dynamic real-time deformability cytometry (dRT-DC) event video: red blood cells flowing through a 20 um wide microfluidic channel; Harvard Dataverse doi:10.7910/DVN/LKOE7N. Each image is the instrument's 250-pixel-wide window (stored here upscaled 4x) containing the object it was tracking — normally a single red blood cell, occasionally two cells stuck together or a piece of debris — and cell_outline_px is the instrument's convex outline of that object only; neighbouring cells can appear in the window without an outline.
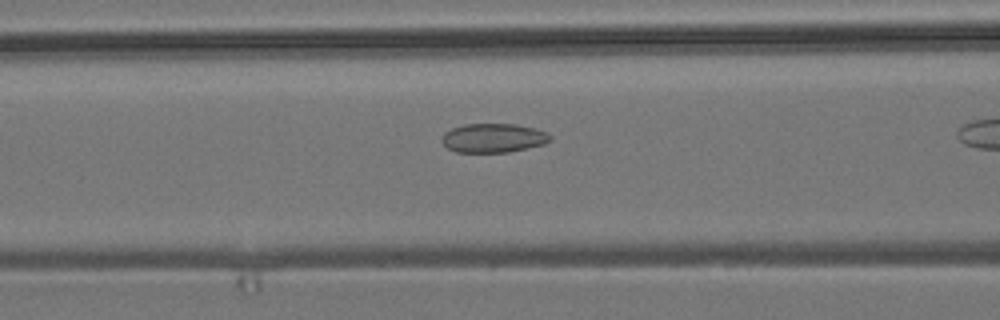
{"species": "common noctule bat (a hibernating species)", "species_latin": "Nyctalus noctula", "temperature_condition": "room temperature", "stored_images_in_passage": 27, "camera_frame_rate_fps": 3000, "um_per_image_px": 0.085, "animal": {"sex": "male", "body_mass_g": 19.2, "forearm_length_mm": 51.8}, "frame": {"image": 1, "passage_image": 8, "time_ms": 2.333, "image_size_px": [1000, 320], "cell_outline_px": [[552, 140], [544, 144], [508, 152], [456, 152], [448, 148], [440, 140], [444, 132], [452, 128], [464, 124], [516, 124], [536, 128], [548, 132], [552, 136]], "centroid_in_image_um": [41.95, 11.72], "position_along_channel_um": 124.6, "area_um2": 18.5}}
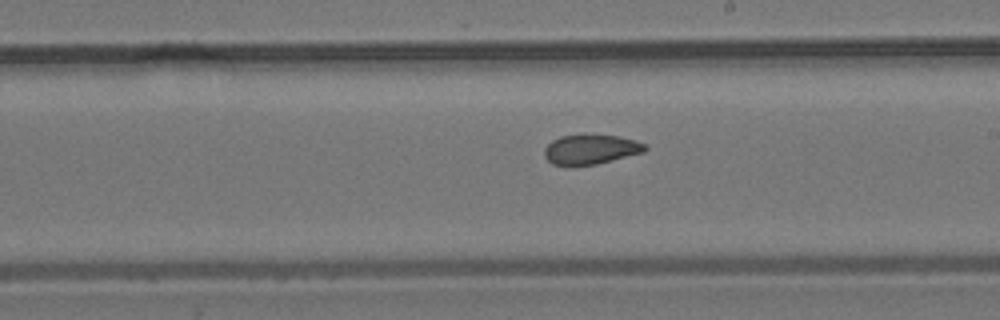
{"frame": {"image": 2, "passage_image": 17, "time_ms": 5.333, "image_size_px": [1000, 320], "cell_outline_px": [[648, 148], [644, 152], [596, 164], [568, 168], [552, 164], [544, 156], [544, 148], [552, 140], [560, 136], [620, 136], [636, 140], [648, 144]], "centroid_in_image_um": [50.2, 12.74], "position_along_channel_um": 238.8, "area_um2": 17.63}}
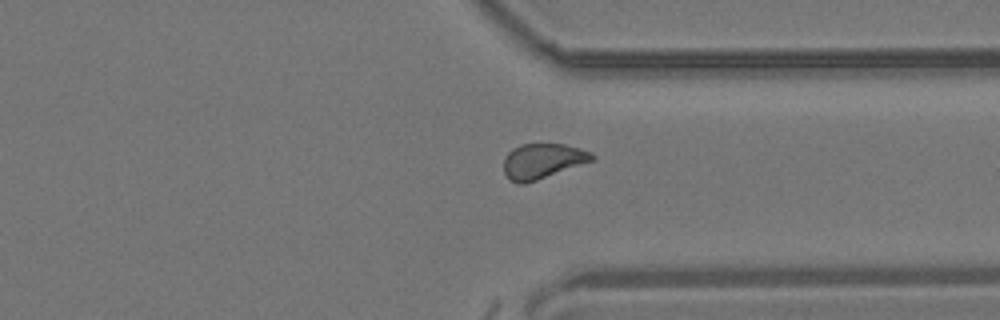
{"frame": {"image": 3, "passage_image": 27, "time_ms": 8.667, "image_size_px": [1000, 320], "cell_outline_px": [[596, 160], [524, 184], [516, 184], [508, 180], [504, 172], [504, 156], [512, 148], [520, 144], [564, 144], [580, 148], [592, 152], [596, 156]], "centroid_in_image_um": [46.12, 13.69], "position_along_channel_um": 365.3, "area_um2": 18.38}, "authors_computed_cell_mechanics": {"area_um2": 18.2648, "velocity_mm_per_s": 3.8005, "shape_relaxation_time_tau1_ms": null, "shape_relaxation_time_tau2_ms": 2.2423, "deformation_change_tau1": null, "deformation_change_tau2": 0.0756}}